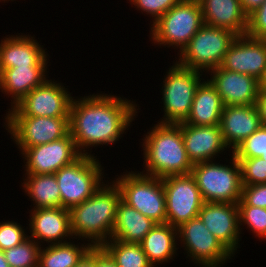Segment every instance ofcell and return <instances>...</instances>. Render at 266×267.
Listing matches in <instances>:
<instances>
[{
  "label": "cell",
  "instance_id": "cell-30",
  "mask_svg": "<svg viewBox=\"0 0 266 267\" xmlns=\"http://www.w3.org/2000/svg\"><path fill=\"white\" fill-rule=\"evenodd\" d=\"M40 248L36 240L28 237L21 244L3 252L10 267H38Z\"/></svg>",
  "mask_w": 266,
  "mask_h": 267
},
{
  "label": "cell",
  "instance_id": "cell-4",
  "mask_svg": "<svg viewBox=\"0 0 266 267\" xmlns=\"http://www.w3.org/2000/svg\"><path fill=\"white\" fill-rule=\"evenodd\" d=\"M204 25L199 0H180L150 26L149 39L158 47H171L180 53Z\"/></svg>",
  "mask_w": 266,
  "mask_h": 267
},
{
  "label": "cell",
  "instance_id": "cell-5",
  "mask_svg": "<svg viewBox=\"0 0 266 267\" xmlns=\"http://www.w3.org/2000/svg\"><path fill=\"white\" fill-rule=\"evenodd\" d=\"M228 165L219 160L193 164L191 175L204 202L238 203L241 199L242 181L239 161L234 154Z\"/></svg>",
  "mask_w": 266,
  "mask_h": 267
},
{
  "label": "cell",
  "instance_id": "cell-41",
  "mask_svg": "<svg viewBox=\"0 0 266 267\" xmlns=\"http://www.w3.org/2000/svg\"><path fill=\"white\" fill-rule=\"evenodd\" d=\"M243 11L249 15L256 8L260 7L265 0H240Z\"/></svg>",
  "mask_w": 266,
  "mask_h": 267
},
{
  "label": "cell",
  "instance_id": "cell-39",
  "mask_svg": "<svg viewBox=\"0 0 266 267\" xmlns=\"http://www.w3.org/2000/svg\"><path fill=\"white\" fill-rule=\"evenodd\" d=\"M262 125H266V90H259L255 102Z\"/></svg>",
  "mask_w": 266,
  "mask_h": 267
},
{
  "label": "cell",
  "instance_id": "cell-3",
  "mask_svg": "<svg viewBox=\"0 0 266 267\" xmlns=\"http://www.w3.org/2000/svg\"><path fill=\"white\" fill-rule=\"evenodd\" d=\"M143 165L141 173L163 178L170 175H187L193 164L188 159L180 124L158 123L143 135Z\"/></svg>",
  "mask_w": 266,
  "mask_h": 267
},
{
  "label": "cell",
  "instance_id": "cell-27",
  "mask_svg": "<svg viewBox=\"0 0 266 267\" xmlns=\"http://www.w3.org/2000/svg\"><path fill=\"white\" fill-rule=\"evenodd\" d=\"M21 186L33 203L32 209L61 207L60 188L55 174H24Z\"/></svg>",
  "mask_w": 266,
  "mask_h": 267
},
{
  "label": "cell",
  "instance_id": "cell-37",
  "mask_svg": "<svg viewBox=\"0 0 266 267\" xmlns=\"http://www.w3.org/2000/svg\"><path fill=\"white\" fill-rule=\"evenodd\" d=\"M237 204L266 208V183L242 185L241 199Z\"/></svg>",
  "mask_w": 266,
  "mask_h": 267
},
{
  "label": "cell",
  "instance_id": "cell-35",
  "mask_svg": "<svg viewBox=\"0 0 266 267\" xmlns=\"http://www.w3.org/2000/svg\"><path fill=\"white\" fill-rule=\"evenodd\" d=\"M180 0H129L130 4L135 6L137 11H141L153 20L150 24H154L160 17L174 7Z\"/></svg>",
  "mask_w": 266,
  "mask_h": 267
},
{
  "label": "cell",
  "instance_id": "cell-28",
  "mask_svg": "<svg viewBox=\"0 0 266 267\" xmlns=\"http://www.w3.org/2000/svg\"><path fill=\"white\" fill-rule=\"evenodd\" d=\"M49 244L39 251L38 267H74L81 257L92 247L87 241Z\"/></svg>",
  "mask_w": 266,
  "mask_h": 267
},
{
  "label": "cell",
  "instance_id": "cell-23",
  "mask_svg": "<svg viewBox=\"0 0 266 267\" xmlns=\"http://www.w3.org/2000/svg\"><path fill=\"white\" fill-rule=\"evenodd\" d=\"M47 70L48 67H14L0 71V92L11 98V108L49 78Z\"/></svg>",
  "mask_w": 266,
  "mask_h": 267
},
{
  "label": "cell",
  "instance_id": "cell-17",
  "mask_svg": "<svg viewBox=\"0 0 266 267\" xmlns=\"http://www.w3.org/2000/svg\"><path fill=\"white\" fill-rule=\"evenodd\" d=\"M35 35L16 33L0 41V71L14 67H48L50 57Z\"/></svg>",
  "mask_w": 266,
  "mask_h": 267
},
{
  "label": "cell",
  "instance_id": "cell-43",
  "mask_svg": "<svg viewBox=\"0 0 266 267\" xmlns=\"http://www.w3.org/2000/svg\"><path fill=\"white\" fill-rule=\"evenodd\" d=\"M0 267H10L2 250H0Z\"/></svg>",
  "mask_w": 266,
  "mask_h": 267
},
{
  "label": "cell",
  "instance_id": "cell-15",
  "mask_svg": "<svg viewBox=\"0 0 266 267\" xmlns=\"http://www.w3.org/2000/svg\"><path fill=\"white\" fill-rule=\"evenodd\" d=\"M198 217L209 231L233 255L239 251L241 233L237 203L204 202Z\"/></svg>",
  "mask_w": 266,
  "mask_h": 267
},
{
  "label": "cell",
  "instance_id": "cell-6",
  "mask_svg": "<svg viewBox=\"0 0 266 267\" xmlns=\"http://www.w3.org/2000/svg\"><path fill=\"white\" fill-rule=\"evenodd\" d=\"M168 69L160 91L164 115L158 123L180 124L189 116L196 90L207 74L182 67L175 60Z\"/></svg>",
  "mask_w": 266,
  "mask_h": 267
},
{
  "label": "cell",
  "instance_id": "cell-33",
  "mask_svg": "<svg viewBox=\"0 0 266 267\" xmlns=\"http://www.w3.org/2000/svg\"><path fill=\"white\" fill-rule=\"evenodd\" d=\"M236 159L241 168L242 185L266 183V160L262 157Z\"/></svg>",
  "mask_w": 266,
  "mask_h": 267
},
{
  "label": "cell",
  "instance_id": "cell-42",
  "mask_svg": "<svg viewBox=\"0 0 266 267\" xmlns=\"http://www.w3.org/2000/svg\"><path fill=\"white\" fill-rule=\"evenodd\" d=\"M259 90H266V68L262 77L259 79Z\"/></svg>",
  "mask_w": 266,
  "mask_h": 267
},
{
  "label": "cell",
  "instance_id": "cell-32",
  "mask_svg": "<svg viewBox=\"0 0 266 267\" xmlns=\"http://www.w3.org/2000/svg\"><path fill=\"white\" fill-rule=\"evenodd\" d=\"M232 153L235 158L262 157L266 160V125H261L241 142Z\"/></svg>",
  "mask_w": 266,
  "mask_h": 267
},
{
  "label": "cell",
  "instance_id": "cell-24",
  "mask_svg": "<svg viewBox=\"0 0 266 267\" xmlns=\"http://www.w3.org/2000/svg\"><path fill=\"white\" fill-rule=\"evenodd\" d=\"M177 240V228L168 223H156L139 243L148 261L153 267H158L157 265L166 264L178 255Z\"/></svg>",
  "mask_w": 266,
  "mask_h": 267
},
{
  "label": "cell",
  "instance_id": "cell-7",
  "mask_svg": "<svg viewBox=\"0 0 266 267\" xmlns=\"http://www.w3.org/2000/svg\"><path fill=\"white\" fill-rule=\"evenodd\" d=\"M135 171V172H134ZM116 175L113 181L121 193V200L156 223H166V197L162 178L148 176L140 171Z\"/></svg>",
  "mask_w": 266,
  "mask_h": 267
},
{
  "label": "cell",
  "instance_id": "cell-11",
  "mask_svg": "<svg viewBox=\"0 0 266 267\" xmlns=\"http://www.w3.org/2000/svg\"><path fill=\"white\" fill-rule=\"evenodd\" d=\"M4 129L21 153L24 149L64 138L70 133L69 117L4 116Z\"/></svg>",
  "mask_w": 266,
  "mask_h": 267
},
{
  "label": "cell",
  "instance_id": "cell-21",
  "mask_svg": "<svg viewBox=\"0 0 266 267\" xmlns=\"http://www.w3.org/2000/svg\"><path fill=\"white\" fill-rule=\"evenodd\" d=\"M261 125L255 104L223 107L219 126L223 140L231 152Z\"/></svg>",
  "mask_w": 266,
  "mask_h": 267
},
{
  "label": "cell",
  "instance_id": "cell-13",
  "mask_svg": "<svg viewBox=\"0 0 266 267\" xmlns=\"http://www.w3.org/2000/svg\"><path fill=\"white\" fill-rule=\"evenodd\" d=\"M162 182L166 197V223L178 228L198 217L204 200L191 173L166 176Z\"/></svg>",
  "mask_w": 266,
  "mask_h": 267
},
{
  "label": "cell",
  "instance_id": "cell-1",
  "mask_svg": "<svg viewBox=\"0 0 266 267\" xmlns=\"http://www.w3.org/2000/svg\"><path fill=\"white\" fill-rule=\"evenodd\" d=\"M135 102L101 91L80 98L73 97L69 127L78 152L81 155L95 156L92 154L93 147L100 145L104 148V145L117 143L138 116L140 108Z\"/></svg>",
  "mask_w": 266,
  "mask_h": 267
},
{
  "label": "cell",
  "instance_id": "cell-20",
  "mask_svg": "<svg viewBox=\"0 0 266 267\" xmlns=\"http://www.w3.org/2000/svg\"><path fill=\"white\" fill-rule=\"evenodd\" d=\"M209 72L208 80L220 95L224 106L255 104L259 92V81L255 77L221 67Z\"/></svg>",
  "mask_w": 266,
  "mask_h": 267
},
{
  "label": "cell",
  "instance_id": "cell-26",
  "mask_svg": "<svg viewBox=\"0 0 266 267\" xmlns=\"http://www.w3.org/2000/svg\"><path fill=\"white\" fill-rule=\"evenodd\" d=\"M155 225L156 222L151 218L145 217L121 200L117 207L111 239L139 243Z\"/></svg>",
  "mask_w": 266,
  "mask_h": 267
},
{
  "label": "cell",
  "instance_id": "cell-16",
  "mask_svg": "<svg viewBox=\"0 0 266 267\" xmlns=\"http://www.w3.org/2000/svg\"><path fill=\"white\" fill-rule=\"evenodd\" d=\"M29 211L28 237L36 240L40 246H46V243H66L74 239L68 209L55 207Z\"/></svg>",
  "mask_w": 266,
  "mask_h": 267
},
{
  "label": "cell",
  "instance_id": "cell-34",
  "mask_svg": "<svg viewBox=\"0 0 266 267\" xmlns=\"http://www.w3.org/2000/svg\"><path fill=\"white\" fill-rule=\"evenodd\" d=\"M23 225L14 220H4L0 222V250L4 251L6 249L15 247L21 244L24 240L28 238Z\"/></svg>",
  "mask_w": 266,
  "mask_h": 267
},
{
  "label": "cell",
  "instance_id": "cell-2",
  "mask_svg": "<svg viewBox=\"0 0 266 267\" xmlns=\"http://www.w3.org/2000/svg\"><path fill=\"white\" fill-rule=\"evenodd\" d=\"M109 181H105L90 198L69 210L74 239L87 240L92 247H101L112 236L121 193L117 184Z\"/></svg>",
  "mask_w": 266,
  "mask_h": 267
},
{
  "label": "cell",
  "instance_id": "cell-9",
  "mask_svg": "<svg viewBox=\"0 0 266 267\" xmlns=\"http://www.w3.org/2000/svg\"><path fill=\"white\" fill-rule=\"evenodd\" d=\"M96 157L81 155L73 163L55 173L60 188L61 207L70 210L73 206L79 205L90 198L106 181L105 168Z\"/></svg>",
  "mask_w": 266,
  "mask_h": 267
},
{
  "label": "cell",
  "instance_id": "cell-10",
  "mask_svg": "<svg viewBox=\"0 0 266 267\" xmlns=\"http://www.w3.org/2000/svg\"><path fill=\"white\" fill-rule=\"evenodd\" d=\"M178 229L180 249L199 267H223L234 257L209 231L199 217L183 223ZM184 247V248H183ZM229 260V261H228Z\"/></svg>",
  "mask_w": 266,
  "mask_h": 267
},
{
  "label": "cell",
  "instance_id": "cell-12",
  "mask_svg": "<svg viewBox=\"0 0 266 267\" xmlns=\"http://www.w3.org/2000/svg\"><path fill=\"white\" fill-rule=\"evenodd\" d=\"M69 89L55 79H47L29 92L5 116L69 117L73 99Z\"/></svg>",
  "mask_w": 266,
  "mask_h": 267
},
{
  "label": "cell",
  "instance_id": "cell-25",
  "mask_svg": "<svg viewBox=\"0 0 266 267\" xmlns=\"http://www.w3.org/2000/svg\"><path fill=\"white\" fill-rule=\"evenodd\" d=\"M207 78L198 86L189 116L184 123L195 126L220 125L224 104Z\"/></svg>",
  "mask_w": 266,
  "mask_h": 267
},
{
  "label": "cell",
  "instance_id": "cell-14",
  "mask_svg": "<svg viewBox=\"0 0 266 267\" xmlns=\"http://www.w3.org/2000/svg\"><path fill=\"white\" fill-rule=\"evenodd\" d=\"M20 154L25 164L24 174H55L81 156L70 133L47 144L26 148Z\"/></svg>",
  "mask_w": 266,
  "mask_h": 267
},
{
  "label": "cell",
  "instance_id": "cell-18",
  "mask_svg": "<svg viewBox=\"0 0 266 267\" xmlns=\"http://www.w3.org/2000/svg\"><path fill=\"white\" fill-rule=\"evenodd\" d=\"M221 68L248 74L258 81L266 68V41L240 35L224 55Z\"/></svg>",
  "mask_w": 266,
  "mask_h": 267
},
{
  "label": "cell",
  "instance_id": "cell-40",
  "mask_svg": "<svg viewBox=\"0 0 266 267\" xmlns=\"http://www.w3.org/2000/svg\"><path fill=\"white\" fill-rule=\"evenodd\" d=\"M74 267H94V247H91Z\"/></svg>",
  "mask_w": 266,
  "mask_h": 267
},
{
  "label": "cell",
  "instance_id": "cell-38",
  "mask_svg": "<svg viewBox=\"0 0 266 267\" xmlns=\"http://www.w3.org/2000/svg\"><path fill=\"white\" fill-rule=\"evenodd\" d=\"M94 267H117L115 261L102 247H94Z\"/></svg>",
  "mask_w": 266,
  "mask_h": 267
},
{
  "label": "cell",
  "instance_id": "cell-8",
  "mask_svg": "<svg viewBox=\"0 0 266 267\" xmlns=\"http://www.w3.org/2000/svg\"><path fill=\"white\" fill-rule=\"evenodd\" d=\"M238 35L224 28L203 25L190 39L183 50L177 54L178 65L209 73L220 67L224 55Z\"/></svg>",
  "mask_w": 266,
  "mask_h": 267
},
{
  "label": "cell",
  "instance_id": "cell-44",
  "mask_svg": "<svg viewBox=\"0 0 266 267\" xmlns=\"http://www.w3.org/2000/svg\"><path fill=\"white\" fill-rule=\"evenodd\" d=\"M9 1H10V0H0V2H4V3H5V2L8 3ZM11 1H16V0H11Z\"/></svg>",
  "mask_w": 266,
  "mask_h": 267
},
{
  "label": "cell",
  "instance_id": "cell-22",
  "mask_svg": "<svg viewBox=\"0 0 266 267\" xmlns=\"http://www.w3.org/2000/svg\"><path fill=\"white\" fill-rule=\"evenodd\" d=\"M205 25L224 28L238 36L246 35L248 15L240 0H199Z\"/></svg>",
  "mask_w": 266,
  "mask_h": 267
},
{
  "label": "cell",
  "instance_id": "cell-19",
  "mask_svg": "<svg viewBox=\"0 0 266 267\" xmlns=\"http://www.w3.org/2000/svg\"><path fill=\"white\" fill-rule=\"evenodd\" d=\"M180 126L186 153L192 164L217 160L215 158L222 157L219 155H225L223 152L232 153L223 140L219 125L195 126L182 122Z\"/></svg>",
  "mask_w": 266,
  "mask_h": 267
},
{
  "label": "cell",
  "instance_id": "cell-29",
  "mask_svg": "<svg viewBox=\"0 0 266 267\" xmlns=\"http://www.w3.org/2000/svg\"><path fill=\"white\" fill-rule=\"evenodd\" d=\"M115 261L117 267H153L140 243L110 239L101 246Z\"/></svg>",
  "mask_w": 266,
  "mask_h": 267
},
{
  "label": "cell",
  "instance_id": "cell-31",
  "mask_svg": "<svg viewBox=\"0 0 266 267\" xmlns=\"http://www.w3.org/2000/svg\"><path fill=\"white\" fill-rule=\"evenodd\" d=\"M239 208V229L242 234L243 227L252 231L255 237L260 240L266 239V208L253 207L250 205H238ZM244 224V225H243ZM242 226V228H241Z\"/></svg>",
  "mask_w": 266,
  "mask_h": 267
},
{
  "label": "cell",
  "instance_id": "cell-36",
  "mask_svg": "<svg viewBox=\"0 0 266 267\" xmlns=\"http://www.w3.org/2000/svg\"><path fill=\"white\" fill-rule=\"evenodd\" d=\"M246 35L266 41V0L248 15Z\"/></svg>",
  "mask_w": 266,
  "mask_h": 267
}]
</instances>
